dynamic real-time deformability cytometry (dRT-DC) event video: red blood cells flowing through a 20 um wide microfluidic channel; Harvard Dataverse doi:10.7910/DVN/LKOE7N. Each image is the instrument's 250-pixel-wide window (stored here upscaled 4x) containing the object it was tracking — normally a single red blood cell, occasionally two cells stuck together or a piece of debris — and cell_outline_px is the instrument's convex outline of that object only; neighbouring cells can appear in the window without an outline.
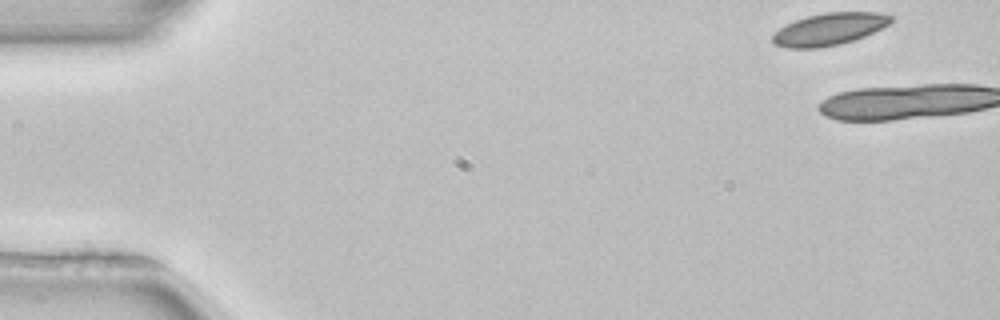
{"species": "common noctule bat (a hibernating species)", "species_latin": "Nyctalus noctula", "temperature_condition": "room temperature", "stored_images_in_passage": 3, "camera_frame_rate_fps": 3000, "um_per_image_px": 0.085, "animal": {"sex": "female", "body_mass_g": 22.7, "forearm_length_mm": 54.2}, "frame": {"image": 1, "passage_image": 1, "time_ms": 0.0, "image_size_px": [1000, 320], "cell_outline_px": [[896, 16], [888, 24], [864, 36], [840, 44], [816, 48], [788, 48], [772, 44], [772, 36], [780, 28], [796, 20], [808, 16], [828, 12], [880, 12]], "centroid_in_image_um": [70.5, 2.47], "position_along_channel_um": 14.5, "area_um2": 21.96}}